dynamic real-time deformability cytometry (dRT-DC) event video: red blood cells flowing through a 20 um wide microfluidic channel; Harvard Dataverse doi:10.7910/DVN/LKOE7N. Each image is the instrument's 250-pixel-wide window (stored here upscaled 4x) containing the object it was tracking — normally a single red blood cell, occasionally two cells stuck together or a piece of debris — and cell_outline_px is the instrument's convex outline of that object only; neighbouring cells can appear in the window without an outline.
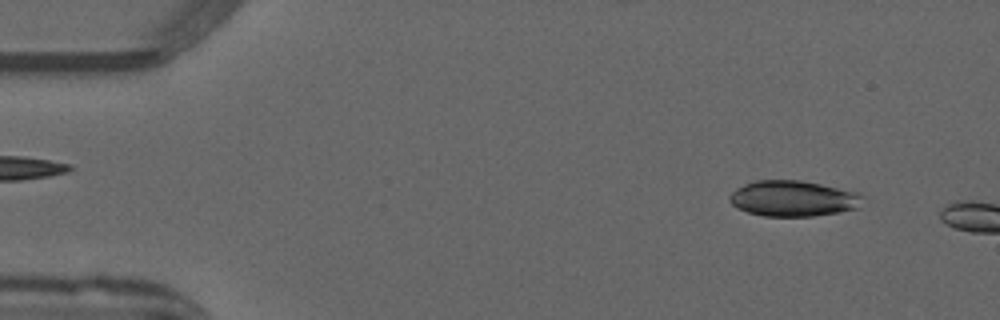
{"species": "common noctule bat (a hibernating species)", "species_latin": "Nyctalus noctula", "temperature_condition": "warm", "stored_images_in_passage": 7, "camera_frame_rate_fps": 3000, "um_per_image_px": 0.085, "animal": {"sex": "male", "forearm_length_mm": 52.5}, "frame": {"image": 1, "passage_image": 4, "time_ms": 1.0, "image_size_px": [1000, 320], "cell_outline_px": [[864, 196], [860, 208], [812, 216], [764, 216], [748, 212], [732, 204], [728, 200], [728, 196], [736, 188], [744, 184], [756, 180], [800, 180], [860, 192]], "centroid_in_image_um": [67.44, 16.86], "position_along_channel_um": 17.6, "area_um2": 27.8}}